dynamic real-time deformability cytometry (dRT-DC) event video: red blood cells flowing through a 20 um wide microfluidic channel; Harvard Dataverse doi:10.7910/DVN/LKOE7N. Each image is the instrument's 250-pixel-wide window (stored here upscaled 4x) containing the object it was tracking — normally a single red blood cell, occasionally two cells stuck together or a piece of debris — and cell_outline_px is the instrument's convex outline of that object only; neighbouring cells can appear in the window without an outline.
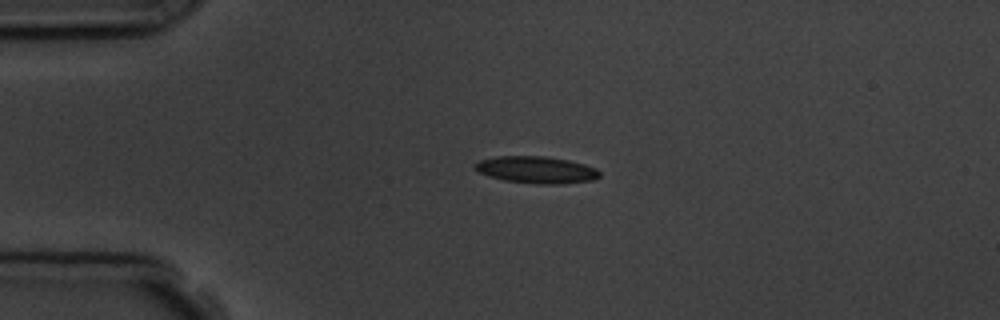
{"species": "common noctule bat (a hibernating species)", "species_latin": "Nyctalus noctula", "temperature_condition": "room temperature", "stored_images_in_passage": 3, "camera_frame_rate_fps": 3000, "um_per_image_px": 0.085, "animal": {"sex": "male", "body_mass_g": 19.5, "forearm_length_mm": 54.6}, "frame": {"image": 1, "passage_image": 2, "time_ms": 2.0, "image_size_px": [1000, 320], "cell_outline_px": [[600, 176], [592, 180], [560, 184], [536, 184], [504, 180], [488, 176], [476, 172], [472, 164], [480, 160], [496, 156], [544, 156], [568, 160], [584, 164], [596, 168], [600, 172]], "centroid_in_image_um": [45.54, 14.43], "position_along_channel_um": 39.5, "area_um2": 19.71}}